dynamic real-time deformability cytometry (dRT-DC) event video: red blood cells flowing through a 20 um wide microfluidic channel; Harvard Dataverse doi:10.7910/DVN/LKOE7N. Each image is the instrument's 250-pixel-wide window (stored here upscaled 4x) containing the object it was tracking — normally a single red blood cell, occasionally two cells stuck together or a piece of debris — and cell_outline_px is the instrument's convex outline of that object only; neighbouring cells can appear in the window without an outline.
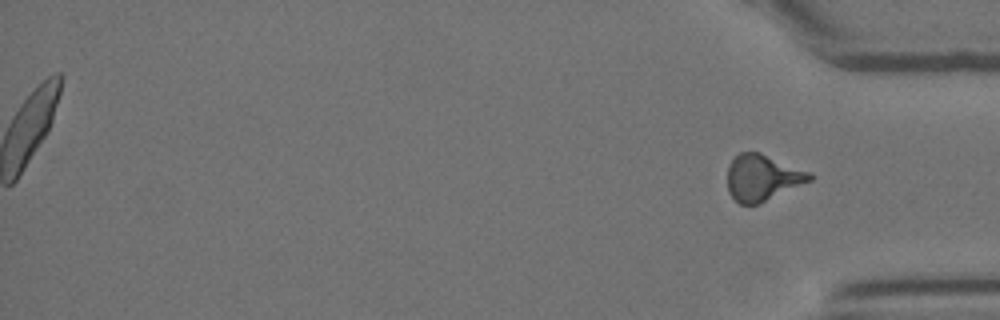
{"species": "Egyptian fruit bat (a non-hibernating species)", "species_latin": "Rousettus aegyptiacus", "temperature_condition": "room temperature", "stored_images_in_passage": 12, "segment_of_instrument_passage": [2, 2], "camera_frame_rate_fps": 3000, "um_per_image_px": 0.085, "animal": {"sex": "female"}, "frame": {"image": 1, "passage_image": 12, "time_ms": 3.667, "image_size_px": [1000, 320], "cell_outline_px": [[812, 180], [760, 204], [740, 204], [728, 192], [728, 164], [740, 152], [760, 152], [812, 172]], "centroid_in_image_um": [64.82, 15.1], "position_along_channel_um": 370.4, "area_um2": 22.25}}